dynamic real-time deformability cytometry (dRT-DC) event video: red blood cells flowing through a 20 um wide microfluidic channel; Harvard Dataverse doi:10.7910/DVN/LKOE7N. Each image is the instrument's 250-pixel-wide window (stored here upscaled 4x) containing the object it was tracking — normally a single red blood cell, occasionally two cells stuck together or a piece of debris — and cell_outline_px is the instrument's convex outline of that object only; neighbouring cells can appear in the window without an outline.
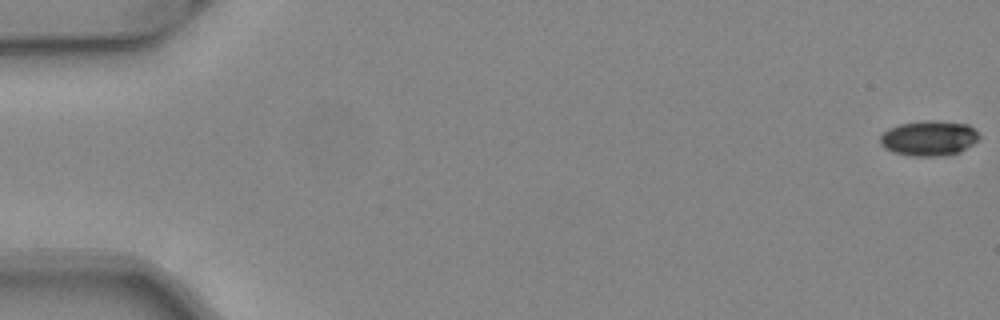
{"species": "common noctule bat (a hibernating species)", "species_latin": "Nyctalus noctula", "temperature_condition": "warm", "stored_images_in_passage": 52, "camera_frame_rate_fps": 3000, "um_per_image_px": 0.085, "animal": {"sex": "female", "body_mass_g": 24.6, "forearm_length_mm": 56.2}, "frame": {"image": 1, "passage_image": 1, "time_ms": 0.0, "image_size_px": [1000, 320], "cell_outline_px": [[980, 136], [972, 144], [960, 152], [948, 156], [908, 156], [892, 152], [884, 148], [880, 144], [880, 136], [888, 128], [900, 124], [924, 120], [932, 120], [968, 124]], "centroid_in_image_um": [78.92, 11.76], "position_along_channel_um": 6.1, "area_um2": 20.4}}
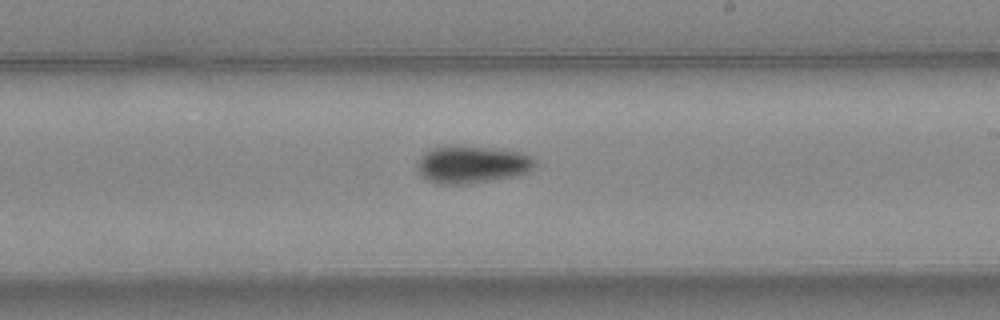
{"frame": {"image": 2, "passage_image": 31, "time_ms": 10.0, "image_size_px": [1000, 320], "cell_outline_px": [[536, 164], [528, 172], [516, 176], [496, 180], [472, 184], [436, 184], [420, 176], [416, 172], [416, 160], [428, 148], [496, 148], [520, 152], [532, 156], [536, 160]], "centroid_in_image_um": [40.1, 14.03], "position_along_channel_um": 248.9, "area_um2": 25.78}}
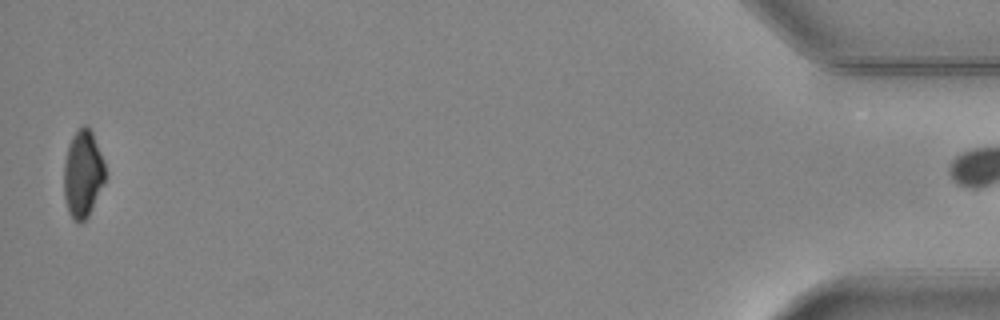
{"frame": {"image": 3, "passage_image": 51, "time_ms": 16.667, "image_size_px": [1000, 320], "cell_outline_px": [[108, 176], [88, 216], [80, 224], [72, 220], [68, 212], [64, 196], [64, 164], [68, 148], [72, 136], [84, 124], [92, 132], [104, 160]], "centroid_in_image_um": [7.07, 14.82], "position_along_channel_um": 428.1, "area_um2": 21.21}}